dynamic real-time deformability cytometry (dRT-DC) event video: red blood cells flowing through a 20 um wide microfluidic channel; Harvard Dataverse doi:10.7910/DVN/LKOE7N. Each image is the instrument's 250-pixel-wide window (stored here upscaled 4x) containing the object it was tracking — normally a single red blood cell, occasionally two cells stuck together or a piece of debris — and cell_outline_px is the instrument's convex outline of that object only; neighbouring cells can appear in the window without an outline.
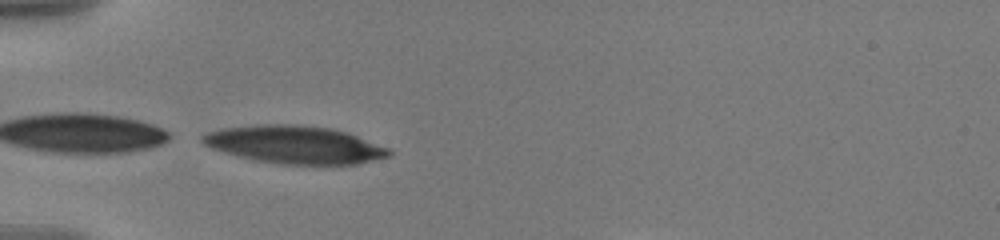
{"species": "human", "species_latin": "Homo sapiens", "temperature_condition": "warm", "stored_images_in_passage": 39, "camera_frame_rate_fps": 3000, "um_per_image_px": 0.085, "donor": {"sex": "male"}, "frame": {"image": 1, "passage_image": 1, "time_ms": 0.0, "image_size_px": [1000, 240], "cell_outline_px": [[392, 152], [388, 156], [356, 164], [280, 164], [256, 160], [224, 152], [212, 148], [204, 144], [200, 140], [200, 136], [208, 132], [220, 128], [264, 124], [292, 124], [332, 128], [348, 132], [388, 148]], "centroid_in_image_um": [25.03, 12.28], "position_along_channel_um": 60.0, "area_um2": 40.81}}
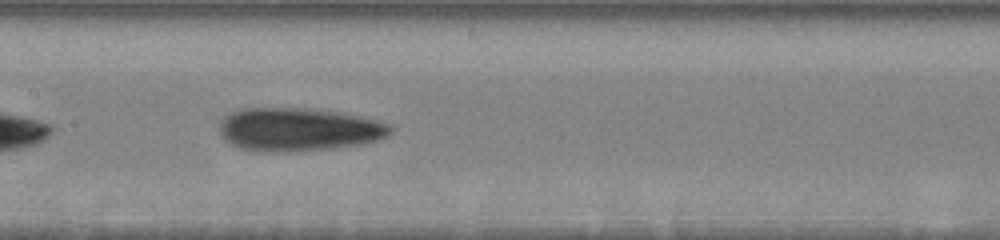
{"frame": {"image": 2, "passage_image": 12, "time_ms": 3.667, "image_size_px": [1000, 240], "cell_outline_px": [[392, 132], [376, 140], [364, 144], [328, 148], [276, 152], [260, 152], [240, 148], [224, 140], [220, 136], [220, 120], [224, 116], [232, 112], [244, 108], [296, 108], [336, 112], [356, 116], [388, 124], [392, 128]], "centroid_in_image_um": [25.28, 11.01], "position_along_channel_um": 182.1, "area_um2": 42.48}}
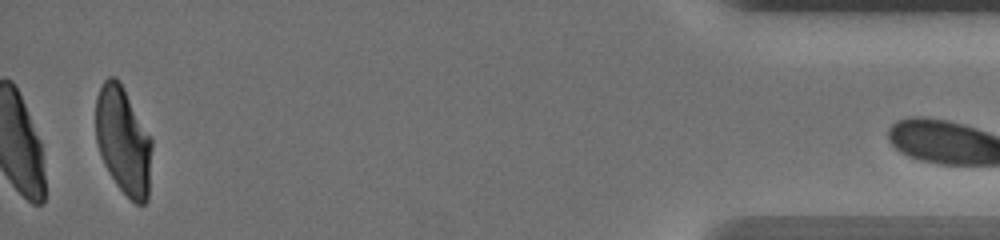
{"frame": {"image": 3, "passage_image": 38, "time_ms": 12.333, "image_size_px": [1000, 240], "cell_outline_px": [[152, 148], [148, 200], [144, 204], [136, 204], [116, 184], [104, 164], [96, 140], [96, 96], [104, 80], [108, 76], [116, 76], [152, 136]], "centroid_in_image_um": [10.5, 11.95], "position_along_channel_um": 424.7, "area_um2": 35.26}}